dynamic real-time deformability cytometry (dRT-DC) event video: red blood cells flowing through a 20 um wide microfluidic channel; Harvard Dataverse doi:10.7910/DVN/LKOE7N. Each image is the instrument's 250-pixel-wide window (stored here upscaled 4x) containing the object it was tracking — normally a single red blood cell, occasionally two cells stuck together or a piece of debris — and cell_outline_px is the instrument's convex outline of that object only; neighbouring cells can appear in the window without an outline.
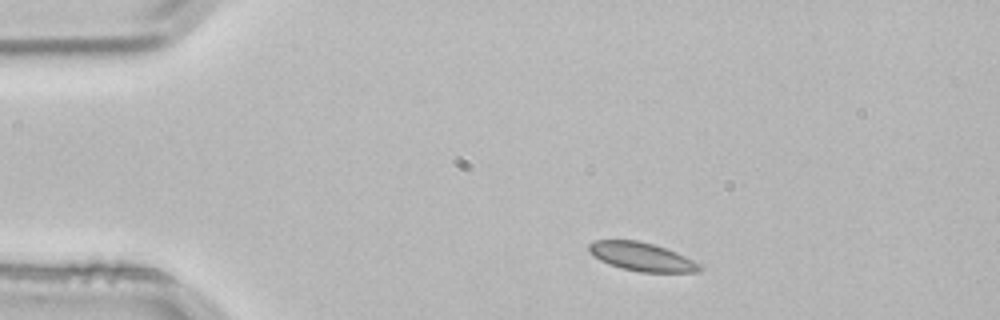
{"species": "common noctule bat (a hibernating species)", "species_latin": "Nyctalus noctula", "temperature_condition": "room temperature", "stored_images_in_passage": 2, "camera_frame_rate_fps": 3000, "um_per_image_px": 0.085, "animal": {"sex": "male", "body_mass_g": 21.5, "forearm_length_mm": 52.0}, "frame": {"image": 1, "passage_image": 1, "time_ms": 0.0, "image_size_px": [1000, 320], "cell_outline_px": [[704, 268], [700, 272], [640, 272], [620, 268], [608, 264], [592, 256], [588, 252], [588, 244], [596, 240], [636, 240], [652, 244], [676, 252], [700, 264]], "centroid_in_image_um": [54.52, 21.83], "position_along_channel_um": 30.5, "area_um2": 18.44}}